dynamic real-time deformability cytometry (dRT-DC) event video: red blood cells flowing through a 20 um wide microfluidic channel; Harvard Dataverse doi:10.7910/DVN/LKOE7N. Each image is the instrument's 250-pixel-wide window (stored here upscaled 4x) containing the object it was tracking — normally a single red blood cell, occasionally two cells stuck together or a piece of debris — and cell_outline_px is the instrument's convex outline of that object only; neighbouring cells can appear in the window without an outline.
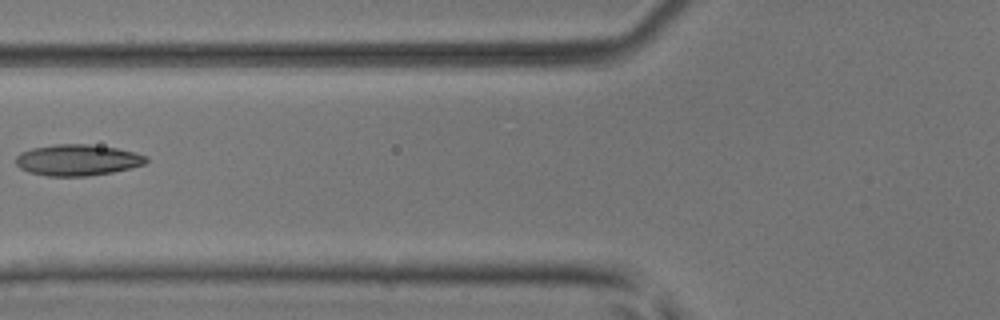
{"species": "common noctule bat (a hibernating species)", "species_latin": "Nyctalus noctula", "temperature_condition": "room temperature", "stored_images_in_passage": 6, "camera_frame_rate_fps": 3000, "um_per_image_px": 0.085, "animal": {"sex": "male", "body_mass_g": 17.9, "forearm_length_mm": 54.2}, "frame": {"image": 1, "passage_image": 6, "time_ms": 1.667, "image_size_px": [1000, 320], "cell_outline_px": [[148, 160], [144, 164], [112, 172], [88, 176], [48, 176], [28, 172], [20, 168], [16, 164], [16, 156], [20, 152], [32, 148], [56, 144], [88, 144], [116, 148], [136, 152], [148, 156]], "centroid_in_image_um": [6.58, 13.6], "position_along_channel_um": 119.2, "area_um2": 23.7}}